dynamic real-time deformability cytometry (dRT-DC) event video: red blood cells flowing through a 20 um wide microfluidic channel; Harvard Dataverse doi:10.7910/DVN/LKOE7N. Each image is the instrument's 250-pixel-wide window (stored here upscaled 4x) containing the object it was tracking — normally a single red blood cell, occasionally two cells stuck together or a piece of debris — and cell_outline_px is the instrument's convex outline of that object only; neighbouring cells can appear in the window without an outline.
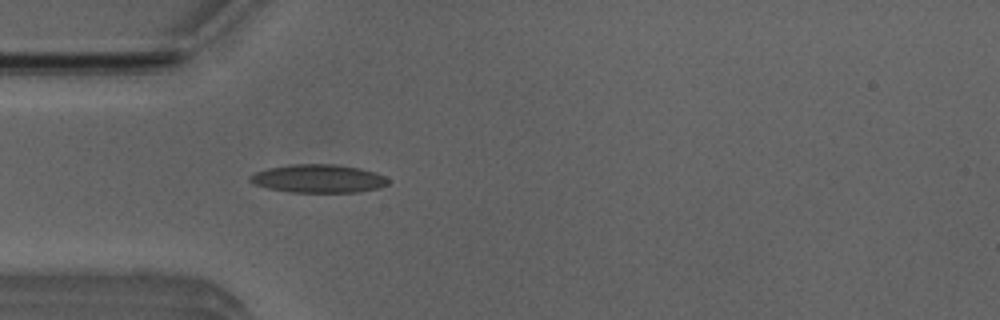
{"species": "Egyptian fruit bat (a non-hibernating species)", "species_latin": "Rousettus aegyptiacus", "temperature_condition": "room temperature", "stored_images_in_passage": 45, "camera_frame_rate_fps": 3000, "um_per_image_px": 0.085, "animal": {"sex": "male"}, "frame": {"image": 1, "passage_image": 7, "time_ms": 2.0, "image_size_px": [1000, 320], "cell_outline_px": [[388, 184], [380, 188], [360, 192], [288, 192], [268, 188], [252, 184], [248, 180], [248, 176], [256, 172], [268, 168], [292, 164], [336, 164], [360, 168], [384, 176], [388, 180]], "centroid_in_image_um": [27.03, 15.18], "position_along_channel_um": 58.0, "area_um2": 22.83}}
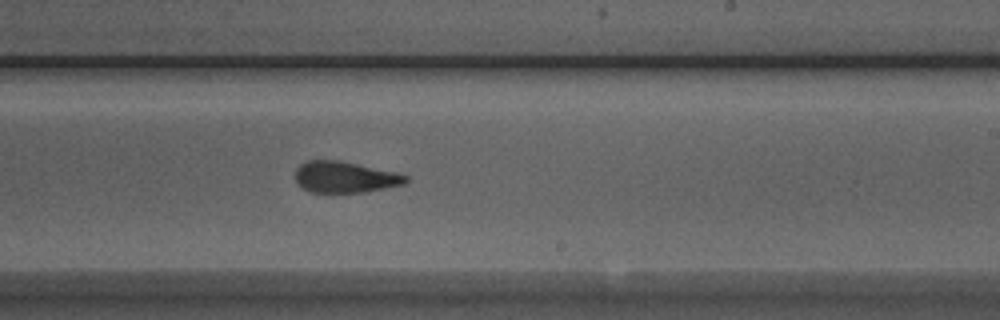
{"frame": {"image": 2, "passage_image": 23, "time_ms": 7.333, "image_size_px": [1000, 320], "cell_outline_px": [[408, 180], [404, 184], [364, 192], [308, 192], [296, 180], [296, 168], [300, 164], [308, 160], [340, 160], [400, 172], [408, 176]], "centroid_in_image_um": [29.36, 15.03], "position_along_channel_um": 259.6, "area_um2": 20.23}}
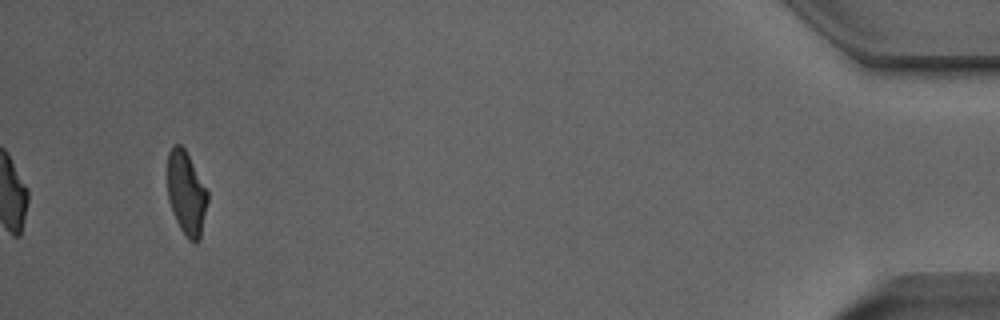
{"frame": {"image": 3, "passage_image": 42, "time_ms": 13.667, "image_size_px": [1000, 320], "cell_outline_px": [[208, 200], [200, 240], [196, 244], [192, 244], [188, 240], [180, 228], [172, 212], [168, 200], [168, 152], [172, 144], [180, 144], [184, 148], [208, 192]], "centroid_in_image_um": [15.84, 16.47], "position_along_channel_um": 419.4, "area_um2": 19.65}, "authors_computed_cell_mechanics": {"area_um2": 20.6924, "velocity_mm_per_s": 3.8313, "shape_relaxation_time_tau1_ms": 5.1364, "shape_relaxation_time_tau2_ms": 1.7415, "deformation_change_tau1": 0.1857, "deformation_change_tau2": 0.1103}}